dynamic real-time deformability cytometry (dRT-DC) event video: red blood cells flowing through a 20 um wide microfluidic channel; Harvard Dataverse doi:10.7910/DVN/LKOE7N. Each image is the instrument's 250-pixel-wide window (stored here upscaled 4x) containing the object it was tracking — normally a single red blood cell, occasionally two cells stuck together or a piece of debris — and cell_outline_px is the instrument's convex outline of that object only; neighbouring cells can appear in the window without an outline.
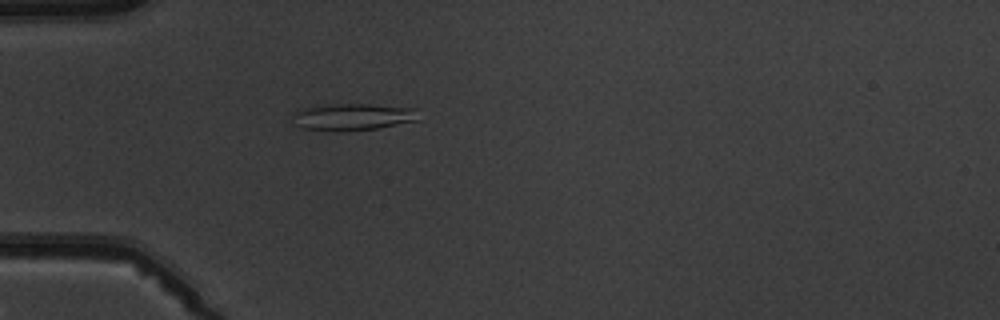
{"species": "common noctule bat (a hibernating species)", "species_latin": "Nyctalus noctula", "temperature_condition": "warm", "stored_images_in_passage": 4, "camera_frame_rate_fps": 3000, "um_per_image_px": 0.085, "animal": {"sex": "male", "body_mass_g": 19.5, "forearm_length_mm": 54.6}, "frame": {"image": 1, "passage_image": 4, "time_ms": 3.667, "image_size_px": [1000, 320], "cell_outline_px": [[420, 120], [376, 128], [304, 128], [292, 124], [296, 112], [304, 108], [336, 104], [368, 104], [416, 108]], "centroid_in_image_um": [30.09, 9.88], "position_along_channel_um": 54.9, "area_um2": 18.55}}